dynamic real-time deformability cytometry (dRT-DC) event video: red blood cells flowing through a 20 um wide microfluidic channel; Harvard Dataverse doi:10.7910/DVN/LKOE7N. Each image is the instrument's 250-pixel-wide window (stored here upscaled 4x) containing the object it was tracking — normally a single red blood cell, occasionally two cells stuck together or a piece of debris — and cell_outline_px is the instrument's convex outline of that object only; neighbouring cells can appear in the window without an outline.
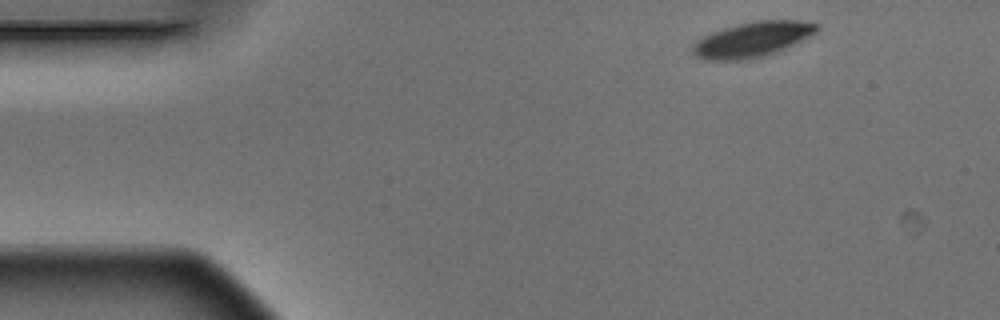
{"species": "Egyptian fruit bat (a non-hibernating species)", "species_latin": "Rousettus aegyptiacus", "temperature_condition": "warm", "stored_images_in_passage": 3, "camera_frame_rate_fps": 3000, "um_per_image_px": 0.085, "animal": {"sex": "male"}, "frame": {"image": 1, "passage_image": 1, "time_ms": 0.0, "image_size_px": [1000, 320], "cell_outline_px": [[816, 32], [776, 52], [764, 56], [744, 60], [708, 60], [696, 56], [692, 52], [692, 48], [704, 36], [712, 32], [724, 28], [756, 20], [800, 20], [816, 24]], "centroid_in_image_um": [63.93, 3.36], "position_along_channel_um": 21.1, "area_um2": 24.74}}